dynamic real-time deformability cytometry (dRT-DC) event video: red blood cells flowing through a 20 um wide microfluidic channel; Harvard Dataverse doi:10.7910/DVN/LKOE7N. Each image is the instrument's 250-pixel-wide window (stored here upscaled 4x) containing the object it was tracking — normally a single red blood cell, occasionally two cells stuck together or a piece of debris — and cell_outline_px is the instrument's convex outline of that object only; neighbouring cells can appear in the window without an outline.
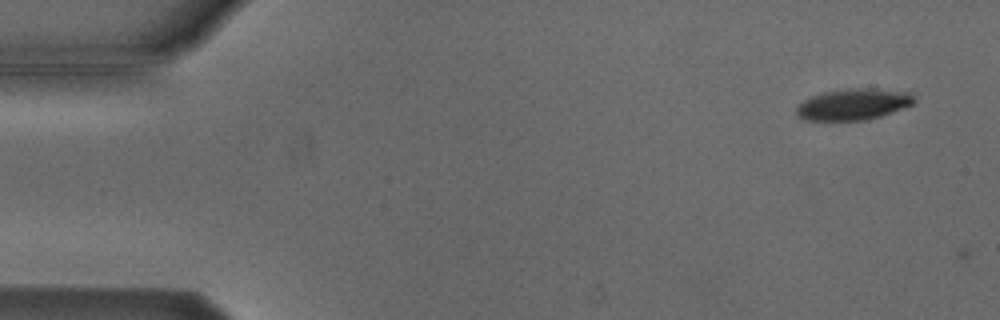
{"species": "Egyptian fruit bat (a non-hibernating species)", "species_latin": "Rousettus aegyptiacus", "temperature_condition": "cold", "stored_images_in_passage": 2, "camera_frame_rate_fps": 3000, "um_per_image_px": 0.085, "animal": {"sex": "male"}, "frame": {"image": 1, "passage_image": 1, "time_ms": 0.0, "image_size_px": [1000, 320], "cell_outline_px": [[916, 100], [912, 104], [892, 112], [880, 116], [864, 120], [804, 120], [796, 116], [796, 104], [812, 96], [824, 92], [848, 88], [876, 88], [908, 92]], "centroid_in_image_um": [72.49, 8.86], "position_along_channel_um": 12.5, "area_um2": 21.44}}